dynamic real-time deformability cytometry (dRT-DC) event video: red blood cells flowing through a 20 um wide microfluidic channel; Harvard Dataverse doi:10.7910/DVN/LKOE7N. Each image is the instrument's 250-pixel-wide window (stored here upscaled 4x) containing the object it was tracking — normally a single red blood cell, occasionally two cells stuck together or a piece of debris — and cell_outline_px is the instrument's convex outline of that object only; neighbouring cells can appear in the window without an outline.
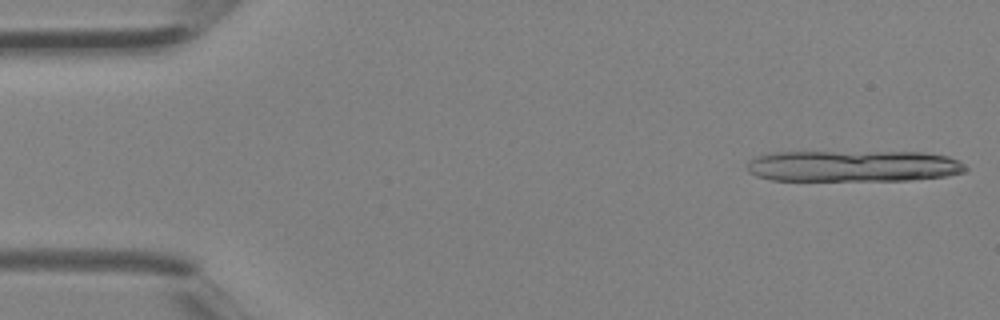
{"species": "Egyptian fruit bat (a non-hibernating species)", "species_latin": "Rousettus aegyptiacus", "temperature_condition": "room temperature", "stored_images_in_passage": 2, "camera_frame_rate_fps": 3000, "um_per_image_px": 0.085, "animal": {"sex": "female"}, "frame": {"image": 1, "passage_image": 1, "time_ms": 0.0, "image_size_px": [1000, 320], "cell_outline_px": [[968, 172], [948, 176], [908, 180], [772, 180], [756, 176], [748, 172], [748, 160], [752, 156], [764, 152], [924, 152], [948, 156], [964, 164], [968, 168]], "centroid_in_image_um": [72.51, 14.1], "position_along_channel_um": 12.5, "area_um2": 40.46}}